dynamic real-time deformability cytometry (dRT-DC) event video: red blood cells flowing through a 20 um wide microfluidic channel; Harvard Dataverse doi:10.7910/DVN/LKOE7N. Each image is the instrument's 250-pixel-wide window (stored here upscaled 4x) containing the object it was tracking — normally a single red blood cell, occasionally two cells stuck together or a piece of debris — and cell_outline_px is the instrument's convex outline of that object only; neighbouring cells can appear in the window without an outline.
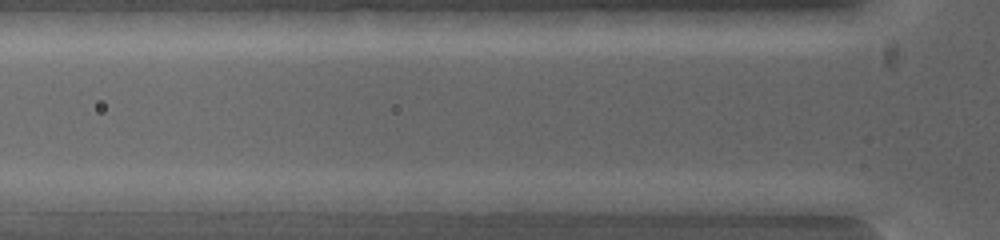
{"species": "common noctule bat (a hibernating species)", "species_latin": "Nyctalus noctula", "temperature_condition": "warm", "stored_images_in_passage": 5, "segment_of_instrument_passage": [2, 2], "camera_frame_rate_fps": 5000, "um_per_image_px": 0.085, "animal": {"sex": "female", "body_mass_g": 19.0, "forearm_length_mm": 53.3}, "frame": {"image": 1, "passage_image": 5, "time_ms": 0.8, "image_size_px": [1000, 240], "cell_outline_px": [[788, 200], [784, 216], [740, 216], [652, 208], [624, 200], [644, 192], [752, 192]], "centroid_in_image_um": [60.73, 17.24], "position_along_channel_um": 65.1, "area_um2": 21.62}}